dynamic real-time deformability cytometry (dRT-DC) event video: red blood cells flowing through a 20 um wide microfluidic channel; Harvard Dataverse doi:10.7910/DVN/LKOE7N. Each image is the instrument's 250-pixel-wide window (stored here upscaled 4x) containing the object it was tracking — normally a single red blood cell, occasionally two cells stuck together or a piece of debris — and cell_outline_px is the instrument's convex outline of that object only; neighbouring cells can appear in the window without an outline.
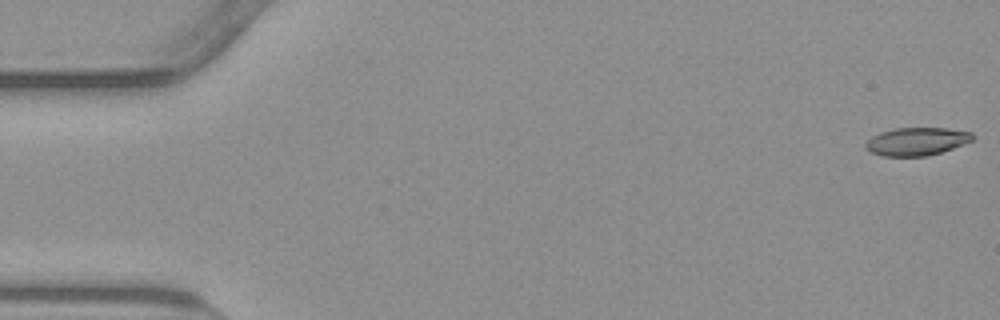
{"species": "common noctule bat (a hibernating species)", "species_latin": "Nyctalus noctula", "temperature_condition": "warm", "stored_images_in_passage": 55, "camera_frame_rate_fps": 3000, "um_per_image_px": 0.085, "animal": {"sex": "male", "body_mass_g": 23.1, "forearm_length_mm": 52.7}, "frame": {"image": 1, "passage_image": 1, "time_ms": 0.0, "image_size_px": [1000, 320], "cell_outline_px": [[972, 140], [952, 148], [928, 156], [880, 156], [872, 152], [864, 144], [872, 136], [880, 132], [896, 128], [944, 128], [972, 132]], "centroid_in_image_um": [77.89, 12.02], "position_along_channel_um": 7.1, "area_um2": 17.17}}
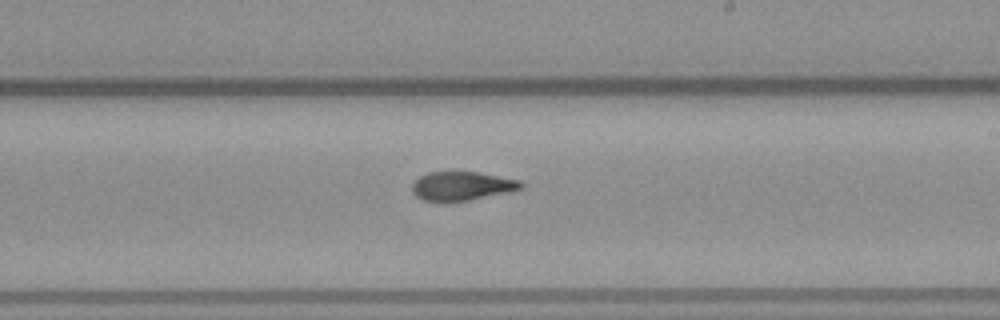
{"frame": {"image": 2, "passage_image": 32, "time_ms": 10.333, "image_size_px": [1000, 320], "cell_outline_px": [[524, 188], [468, 200], [444, 204], [424, 200], [416, 196], [412, 192], [412, 184], [420, 176], [428, 172], [476, 172], [520, 180], [524, 184]], "centroid_in_image_um": [39.21, 15.83], "position_along_channel_um": 249.8, "area_um2": 18.44}}
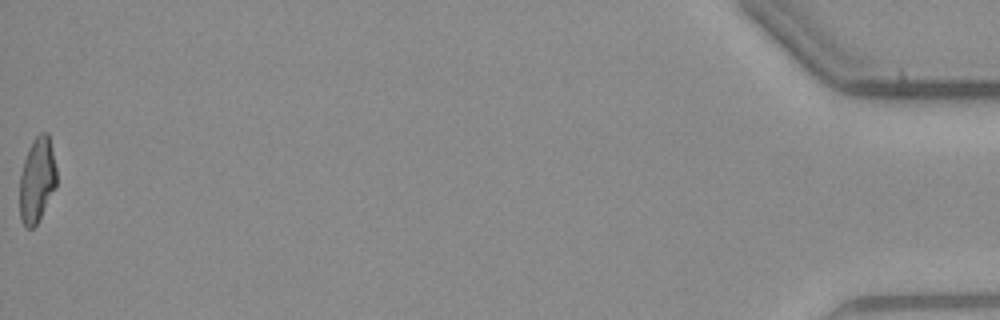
{"frame": {"image": 3, "passage_image": 55, "time_ms": 18.0, "image_size_px": [1000, 320], "cell_outline_px": [[56, 188], [36, 224], [32, 228], [24, 228], [20, 220], [20, 172], [28, 148], [32, 140], [40, 132], [48, 132], [56, 168]], "centroid_in_image_um": [3.13, 15.29], "position_along_channel_um": 432.1, "area_um2": 18.38}, "authors_computed_cell_mechanics": {"area_um2": 18.9006, "velocity_mm_per_s": 3.8053, "shape_relaxation_time_tau1_ms": 8.0763, "shape_relaxation_time_tau2_ms": 2.3856, "deformation_change_tau1": 0.2312, "deformation_change_tau2": 0.1014}}